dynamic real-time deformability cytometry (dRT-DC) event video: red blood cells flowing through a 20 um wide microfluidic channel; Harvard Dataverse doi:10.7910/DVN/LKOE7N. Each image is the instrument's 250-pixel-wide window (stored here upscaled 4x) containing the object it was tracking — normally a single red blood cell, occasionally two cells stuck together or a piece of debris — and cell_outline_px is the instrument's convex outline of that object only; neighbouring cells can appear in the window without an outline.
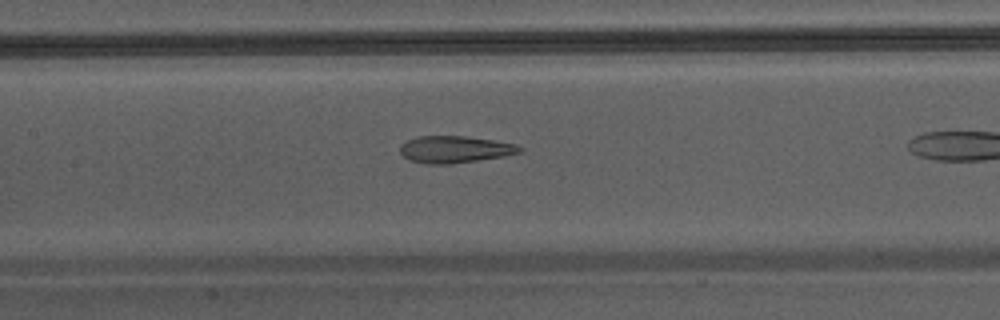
{"species": "Egyptian fruit bat (a non-hibernating species)", "species_latin": "Rousettus aegyptiacus", "temperature_condition": "warm", "stored_images_in_passage": 33, "camera_frame_rate_fps": 3000, "um_per_image_px": 0.085, "animal": {"sex": "male"}, "frame": {"image": 1, "passage_image": 19, "time_ms": 6.0, "image_size_px": [1000, 320], "cell_outline_px": [[524, 148], [520, 152], [504, 156], [448, 164], [428, 164], [408, 160], [400, 152], [400, 144], [416, 136], [464, 136], [492, 140], [516, 144]], "centroid_in_image_um": [38.63, 12.69], "position_along_channel_um": 168.8, "area_um2": 18.67}}